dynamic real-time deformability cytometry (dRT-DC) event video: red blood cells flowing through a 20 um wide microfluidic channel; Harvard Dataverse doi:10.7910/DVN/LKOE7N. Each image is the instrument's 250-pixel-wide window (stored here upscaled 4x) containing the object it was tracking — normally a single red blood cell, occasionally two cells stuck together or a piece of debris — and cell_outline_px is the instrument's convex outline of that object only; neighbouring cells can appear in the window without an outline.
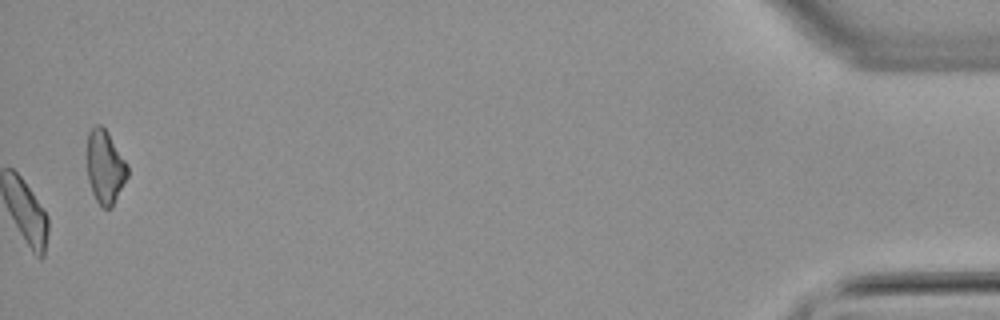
{"species": "common noctule bat (a hibernating species)", "species_latin": "Nyctalus noctula", "temperature_condition": "warm", "stored_images_in_passage": 59, "camera_frame_rate_fps": 3000, "um_per_image_px": 0.085, "animal": {"sex": "male", "body_mass_g": 21.5, "forearm_length_mm": 52.0}, "frame": {"image": 1, "passage_image": 59, "time_ms": 19.333, "image_size_px": [1000, 320], "cell_outline_px": [[128, 176], [112, 208], [104, 208], [96, 200], [92, 192], [88, 180], [88, 132], [96, 124], [100, 124], [108, 132], [128, 164]], "centroid_in_image_um": [8.95, 14.19], "position_along_channel_um": 426.2, "area_um2": 17.28}}